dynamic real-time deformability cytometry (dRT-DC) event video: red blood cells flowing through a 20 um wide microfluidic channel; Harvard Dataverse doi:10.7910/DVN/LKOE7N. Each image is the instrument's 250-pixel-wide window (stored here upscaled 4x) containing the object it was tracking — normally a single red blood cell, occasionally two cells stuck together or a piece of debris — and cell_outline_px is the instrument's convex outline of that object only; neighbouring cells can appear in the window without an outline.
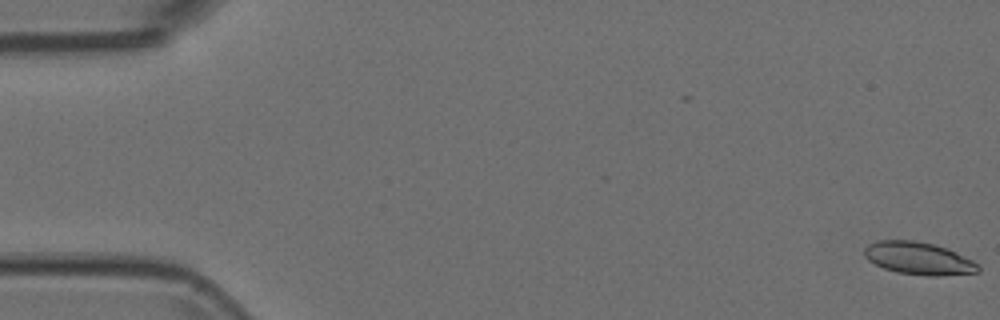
{"species": "Egyptian fruit bat (a non-hibernating species)", "species_latin": "Rousettus aegyptiacus", "temperature_condition": "room temperature", "stored_images_in_passage": 55, "camera_frame_rate_fps": 3000, "um_per_image_px": 0.085, "animal": {"sex": "female"}, "frame": {"image": 1, "passage_image": 1, "time_ms": 0.0, "image_size_px": [1000, 320], "cell_outline_px": [[980, 272], [940, 276], [924, 276], [896, 272], [884, 268], [868, 260], [864, 256], [864, 248], [868, 244], [880, 240], [916, 240], [948, 248], [972, 260], [980, 268]], "centroid_in_image_um": [78.07, 21.96], "position_along_channel_um": 6.9, "area_um2": 21.68}}
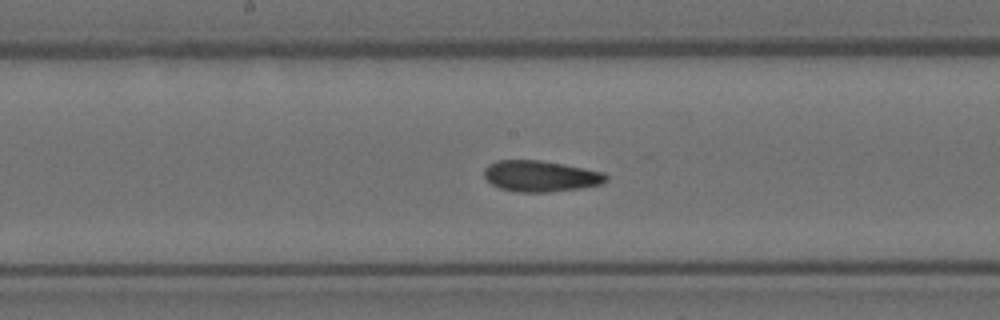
{"frame": {"image": 2, "passage_image": 28, "time_ms": 9.0, "image_size_px": [1000, 320], "cell_outline_px": [[608, 180], [604, 184], [580, 188], [548, 192], [516, 192], [500, 188], [492, 184], [484, 176], [484, 168], [488, 164], [496, 160], [540, 160], [564, 164], [604, 172], [608, 176]], "centroid_in_image_um": [45.97, 14.97], "position_along_channel_um": 202.2, "area_um2": 22.25}}
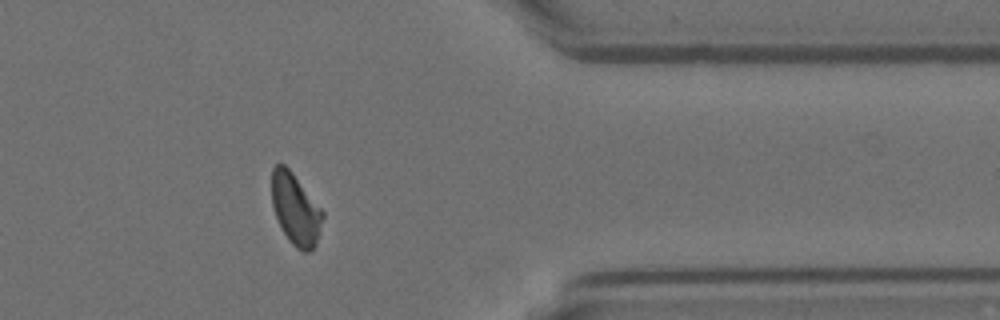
{"frame": {"image": 3, "passage_image": 44, "time_ms": 14.333, "image_size_px": [1000, 320], "cell_outline_px": [[324, 216], [316, 244], [308, 252], [304, 252], [296, 248], [288, 240], [280, 228], [272, 204], [272, 168], [276, 164], [284, 164], [292, 172], [324, 212]], "centroid_in_image_um": [25.11, 17.8], "position_along_channel_um": 386.3, "area_um2": 21.1}}